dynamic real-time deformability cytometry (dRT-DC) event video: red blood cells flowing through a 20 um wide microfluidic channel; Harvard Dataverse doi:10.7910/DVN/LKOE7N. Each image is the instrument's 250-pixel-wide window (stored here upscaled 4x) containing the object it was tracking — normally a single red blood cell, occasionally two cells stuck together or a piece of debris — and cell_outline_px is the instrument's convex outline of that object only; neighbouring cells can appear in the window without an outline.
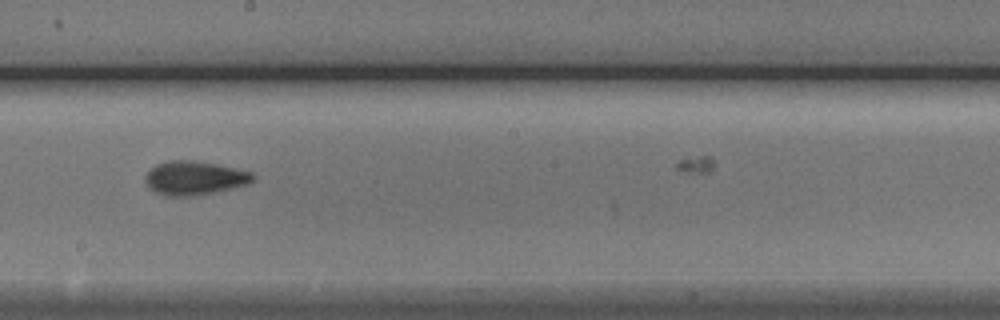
{"species": "Egyptian fruit bat (a non-hibernating species)", "species_latin": "Rousettus aegyptiacus", "temperature_condition": "cold", "stored_images_in_passage": 10, "camera_frame_rate_fps": 3000, "um_per_image_px": 0.085, "animal": {"sex": "male"}, "frame": {"image": 1, "passage_image": 9, "time_ms": 9.333, "image_size_px": [1000, 320], "cell_outline_px": [[256, 176], [248, 184], [216, 192], [192, 196], [168, 196], [156, 192], [144, 180], [144, 176], [156, 164], [168, 160], [192, 160], [216, 164], [252, 172]], "centroid_in_image_um": [16.54, 15.12], "position_along_channel_um": 231.7, "area_um2": 21.1}}
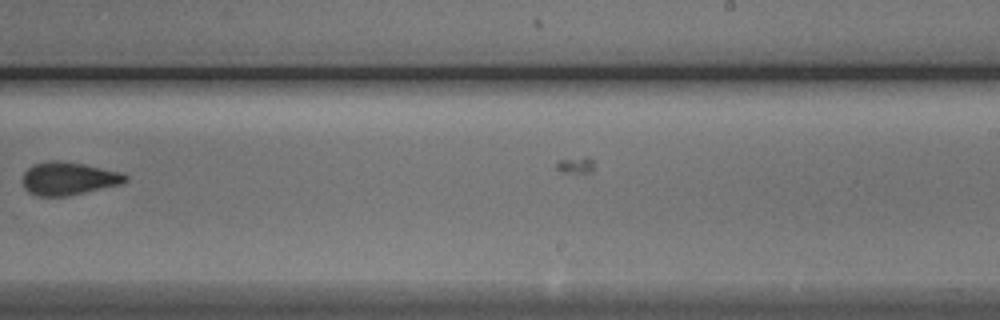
{"frame": {"image": 2, "passage_image": 10, "time_ms": 10.667, "image_size_px": [1000, 320], "cell_outline_px": [[128, 180], [120, 184], [68, 196], [36, 196], [28, 192], [24, 188], [20, 180], [24, 172], [32, 164], [48, 160], [56, 160], [84, 164], [120, 172], [128, 176]], "centroid_in_image_um": [5.76, 15.17], "position_along_channel_um": 283.2, "area_um2": 19.94}}